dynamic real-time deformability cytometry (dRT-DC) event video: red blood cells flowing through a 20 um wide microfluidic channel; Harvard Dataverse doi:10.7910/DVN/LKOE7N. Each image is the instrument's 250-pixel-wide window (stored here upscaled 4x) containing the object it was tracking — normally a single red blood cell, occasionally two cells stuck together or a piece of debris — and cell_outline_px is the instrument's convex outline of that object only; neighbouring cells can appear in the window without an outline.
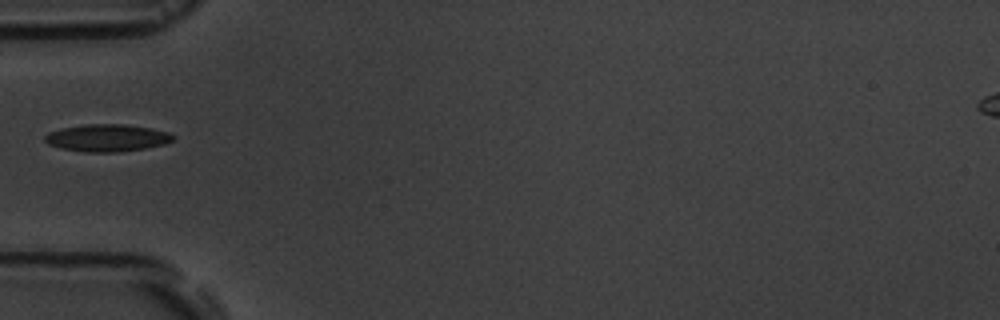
{"species": "common noctule bat (a hibernating species)", "species_latin": "Nyctalus noctula", "temperature_condition": "room temperature", "stored_images_in_passage": 5, "camera_frame_rate_fps": 3000, "um_per_image_px": 0.085, "animal": {"sex": "male", "body_mass_g": 19.5, "forearm_length_mm": 54.6}, "frame": {"image": 1, "passage_image": 1, "time_ms": 0.0, "image_size_px": [1000, 320], "cell_outline_px": [[176, 136], [172, 140], [164, 144], [144, 148], [116, 152], [84, 152], [64, 148], [48, 144], [44, 140], [44, 136], [48, 132], [60, 128], [88, 124], [124, 124], [152, 128], [168, 132]], "centroid_in_image_um": [9.1, 11.71], "position_along_channel_um": 75.9, "area_um2": 20.29}}
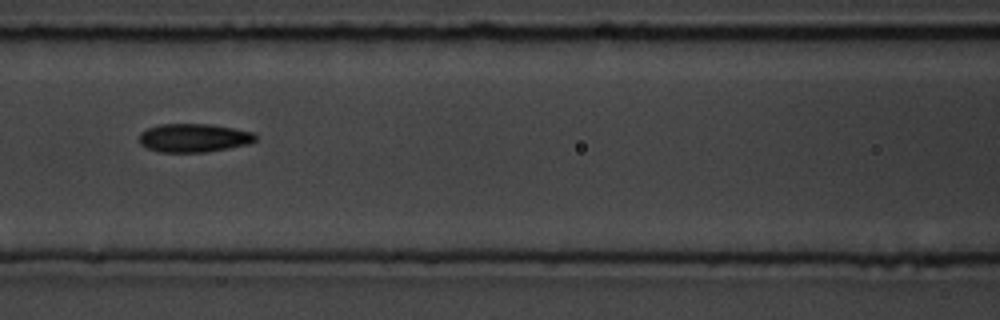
{"frame": {"image": 2, "passage_image": 3, "time_ms": 2.0, "image_size_px": [1000, 320], "cell_outline_px": [[256, 140], [248, 144], [228, 148], [204, 152], [160, 152], [148, 148], [140, 144], [140, 132], [148, 128], [160, 124], [208, 124], [232, 128], [252, 132], [256, 136]], "centroid_in_image_um": [16.45, 11.72], "position_along_channel_um": 150.1, "area_um2": 19.13}}
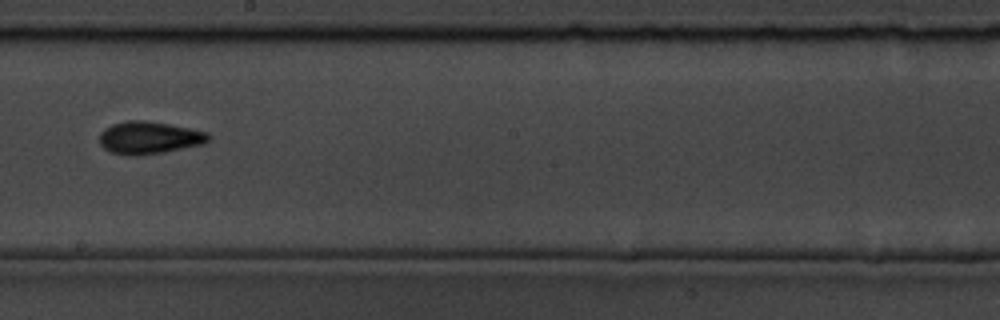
{"frame": {"image": 3, "passage_image": 5, "time_ms": 4.333, "image_size_px": [1000, 320], "cell_outline_px": [[212, 136], [204, 144], [164, 152], [136, 156], [132, 156], [108, 152], [100, 144], [100, 132], [104, 128], [112, 124], [128, 120], [144, 120], [168, 124], [208, 132]], "centroid_in_image_um": [12.66, 11.71], "position_along_channel_um": 235.5, "area_um2": 20.75}}